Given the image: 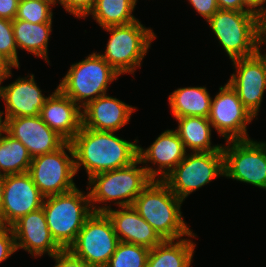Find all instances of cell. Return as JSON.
Returning <instances> with one entry per match:
<instances>
[{
  "label": "cell",
  "mask_w": 266,
  "mask_h": 267,
  "mask_svg": "<svg viewBox=\"0 0 266 267\" xmlns=\"http://www.w3.org/2000/svg\"><path fill=\"white\" fill-rule=\"evenodd\" d=\"M17 48L24 49L48 61V40L52 32V22L30 23L20 19L12 20Z\"/></svg>",
  "instance_id": "d4e9b609"
},
{
  "label": "cell",
  "mask_w": 266,
  "mask_h": 267,
  "mask_svg": "<svg viewBox=\"0 0 266 267\" xmlns=\"http://www.w3.org/2000/svg\"><path fill=\"white\" fill-rule=\"evenodd\" d=\"M261 44H266V19L261 22Z\"/></svg>",
  "instance_id": "f35d334b"
},
{
  "label": "cell",
  "mask_w": 266,
  "mask_h": 267,
  "mask_svg": "<svg viewBox=\"0 0 266 267\" xmlns=\"http://www.w3.org/2000/svg\"><path fill=\"white\" fill-rule=\"evenodd\" d=\"M136 2L137 0H96L89 14L101 28L129 24L138 20L132 15Z\"/></svg>",
  "instance_id": "484cf974"
},
{
  "label": "cell",
  "mask_w": 266,
  "mask_h": 267,
  "mask_svg": "<svg viewBox=\"0 0 266 267\" xmlns=\"http://www.w3.org/2000/svg\"><path fill=\"white\" fill-rule=\"evenodd\" d=\"M0 98L6 105V120L8 118L40 115L48 97L42 94L34 80V75L30 74L29 79L19 77L7 86H1L0 82Z\"/></svg>",
  "instance_id": "ffe728a7"
},
{
  "label": "cell",
  "mask_w": 266,
  "mask_h": 267,
  "mask_svg": "<svg viewBox=\"0 0 266 267\" xmlns=\"http://www.w3.org/2000/svg\"><path fill=\"white\" fill-rule=\"evenodd\" d=\"M52 4L40 0H20L15 19L30 23L52 22Z\"/></svg>",
  "instance_id": "f1b7e54d"
},
{
  "label": "cell",
  "mask_w": 266,
  "mask_h": 267,
  "mask_svg": "<svg viewBox=\"0 0 266 267\" xmlns=\"http://www.w3.org/2000/svg\"><path fill=\"white\" fill-rule=\"evenodd\" d=\"M13 66L0 54V82L12 76Z\"/></svg>",
  "instance_id": "74e56055"
},
{
  "label": "cell",
  "mask_w": 266,
  "mask_h": 267,
  "mask_svg": "<svg viewBox=\"0 0 266 267\" xmlns=\"http://www.w3.org/2000/svg\"><path fill=\"white\" fill-rule=\"evenodd\" d=\"M52 258L56 261L54 267H91L81 258L76 257L70 250L62 249Z\"/></svg>",
  "instance_id": "d6a6232c"
},
{
  "label": "cell",
  "mask_w": 266,
  "mask_h": 267,
  "mask_svg": "<svg viewBox=\"0 0 266 267\" xmlns=\"http://www.w3.org/2000/svg\"><path fill=\"white\" fill-rule=\"evenodd\" d=\"M253 118L228 82L219 88V93L211 102L208 119L220 136L226 141L249 139L246 127Z\"/></svg>",
  "instance_id": "7c38bea8"
},
{
  "label": "cell",
  "mask_w": 266,
  "mask_h": 267,
  "mask_svg": "<svg viewBox=\"0 0 266 267\" xmlns=\"http://www.w3.org/2000/svg\"><path fill=\"white\" fill-rule=\"evenodd\" d=\"M5 175L0 174V209L3 202Z\"/></svg>",
  "instance_id": "ab89813d"
},
{
  "label": "cell",
  "mask_w": 266,
  "mask_h": 267,
  "mask_svg": "<svg viewBox=\"0 0 266 267\" xmlns=\"http://www.w3.org/2000/svg\"><path fill=\"white\" fill-rule=\"evenodd\" d=\"M120 76L100 55L93 52L71 65L58 88L80 108L105 95L108 85Z\"/></svg>",
  "instance_id": "52a82bcc"
},
{
  "label": "cell",
  "mask_w": 266,
  "mask_h": 267,
  "mask_svg": "<svg viewBox=\"0 0 266 267\" xmlns=\"http://www.w3.org/2000/svg\"><path fill=\"white\" fill-rule=\"evenodd\" d=\"M5 134L0 136V174L6 176L28 172L32 157L27 148L6 131Z\"/></svg>",
  "instance_id": "4316f807"
},
{
  "label": "cell",
  "mask_w": 266,
  "mask_h": 267,
  "mask_svg": "<svg viewBox=\"0 0 266 267\" xmlns=\"http://www.w3.org/2000/svg\"><path fill=\"white\" fill-rule=\"evenodd\" d=\"M44 198L28 172L6 175L0 209L2 223L11 227L21 217L41 208Z\"/></svg>",
  "instance_id": "5bb4252c"
},
{
  "label": "cell",
  "mask_w": 266,
  "mask_h": 267,
  "mask_svg": "<svg viewBox=\"0 0 266 267\" xmlns=\"http://www.w3.org/2000/svg\"><path fill=\"white\" fill-rule=\"evenodd\" d=\"M207 22L232 61L260 51L262 20L255 14L219 9Z\"/></svg>",
  "instance_id": "277c9868"
},
{
  "label": "cell",
  "mask_w": 266,
  "mask_h": 267,
  "mask_svg": "<svg viewBox=\"0 0 266 267\" xmlns=\"http://www.w3.org/2000/svg\"><path fill=\"white\" fill-rule=\"evenodd\" d=\"M195 245L184 238L163 240L150 249L146 267H190Z\"/></svg>",
  "instance_id": "cb8c5ba5"
},
{
  "label": "cell",
  "mask_w": 266,
  "mask_h": 267,
  "mask_svg": "<svg viewBox=\"0 0 266 267\" xmlns=\"http://www.w3.org/2000/svg\"><path fill=\"white\" fill-rule=\"evenodd\" d=\"M222 146L224 176L266 190V143L229 140Z\"/></svg>",
  "instance_id": "8fae6325"
},
{
  "label": "cell",
  "mask_w": 266,
  "mask_h": 267,
  "mask_svg": "<svg viewBox=\"0 0 266 267\" xmlns=\"http://www.w3.org/2000/svg\"><path fill=\"white\" fill-rule=\"evenodd\" d=\"M40 1H44V2L50 3L52 5H55L56 3H59V0H40Z\"/></svg>",
  "instance_id": "b9f144b4"
},
{
  "label": "cell",
  "mask_w": 266,
  "mask_h": 267,
  "mask_svg": "<svg viewBox=\"0 0 266 267\" xmlns=\"http://www.w3.org/2000/svg\"><path fill=\"white\" fill-rule=\"evenodd\" d=\"M187 150L174 130H165L147 148L138 146V159L143 163L158 164V170L145 166L148 175L156 180H163L186 156ZM150 161V162H149Z\"/></svg>",
  "instance_id": "ac0fdd59"
},
{
  "label": "cell",
  "mask_w": 266,
  "mask_h": 267,
  "mask_svg": "<svg viewBox=\"0 0 266 267\" xmlns=\"http://www.w3.org/2000/svg\"><path fill=\"white\" fill-rule=\"evenodd\" d=\"M119 242L108 216L93 212L68 250L91 267H106Z\"/></svg>",
  "instance_id": "30bf717a"
},
{
  "label": "cell",
  "mask_w": 266,
  "mask_h": 267,
  "mask_svg": "<svg viewBox=\"0 0 266 267\" xmlns=\"http://www.w3.org/2000/svg\"><path fill=\"white\" fill-rule=\"evenodd\" d=\"M16 252L14 233L11 227L0 230V263Z\"/></svg>",
  "instance_id": "1f68e13d"
},
{
  "label": "cell",
  "mask_w": 266,
  "mask_h": 267,
  "mask_svg": "<svg viewBox=\"0 0 266 267\" xmlns=\"http://www.w3.org/2000/svg\"><path fill=\"white\" fill-rule=\"evenodd\" d=\"M265 2L266 0H242L243 6L261 20L266 19V8L263 7Z\"/></svg>",
  "instance_id": "d590c367"
},
{
  "label": "cell",
  "mask_w": 266,
  "mask_h": 267,
  "mask_svg": "<svg viewBox=\"0 0 266 267\" xmlns=\"http://www.w3.org/2000/svg\"><path fill=\"white\" fill-rule=\"evenodd\" d=\"M232 62L237 73L231 74L228 83L237 92L242 104L256 117L266 89V55L259 51Z\"/></svg>",
  "instance_id": "4fadbf2b"
},
{
  "label": "cell",
  "mask_w": 266,
  "mask_h": 267,
  "mask_svg": "<svg viewBox=\"0 0 266 267\" xmlns=\"http://www.w3.org/2000/svg\"><path fill=\"white\" fill-rule=\"evenodd\" d=\"M224 176L222 151L191 152L162 180L182 201L196 189Z\"/></svg>",
  "instance_id": "ba28073f"
},
{
  "label": "cell",
  "mask_w": 266,
  "mask_h": 267,
  "mask_svg": "<svg viewBox=\"0 0 266 267\" xmlns=\"http://www.w3.org/2000/svg\"><path fill=\"white\" fill-rule=\"evenodd\" d=\"M169 104L175 118L199 116L208 118L212 98L206 87H185L174 90L169 95Z\"/></svg>",
  "instance_id": "7402d4cb"
},
{
  "label": "cell",
  "mask_w": 266,
  "mask_h": 267,
  "mask_svg": "<svg viewBox=\"0 0 266 267\" xmlns=\"http://www.w3.org/2000/svg\"><path fill=\"white\" fill-rule=\"evenodd\" d=\"M17 45L12 20L0 18V54L14 67L19 68Z\"/></svg>",
  "instance_id": "f546056e"
},
{
  "label": "cell",
  "mask_w": 266,
  "mask_h": 267,
  "mask_svg": "<svg viewBox=\"0 0 266 267\" xmlns=\"http://www.w3.org/2000/svg\"><path fill=\"white\" fill-rule=\"evenodd\" d=\"M28 173L44 197L62 194L76 188L73 182L76 170L71 143L65 142L53 152L32 158Z\"/></svg>",
  "instance_id": "9c48e42d"
},
{
  "label": "cell",
  "mask_w": 266,
  "mask_h": 267,
  "mask_svg": "<svg viewBox=\"0 0 266 267\" xmlns=\"http://www.w3.org/2000/svg\"><path fill=\"white\" fill-rule=\"evenodd\" d=\"M178 128L175 130L182 140L185 149L192 152L222 151V145L211 146V127L208 118L199 116H184L176 118Z\"/></svg>",
  "instance_id": "603a6c76"
},
{
  "label": "cell",
  "mask_w": 266,
  "mask_h": 267,
  "mask_svg": "<svg viewBox=\"0 0 266 267\" xmlns=\"http://www.w3.org/2000/svg\"><path fill=\"white\" fill-rule=\"evenodd\" d=\"M114 133L81 126L70 141L76 173L83 166L89 179L102 172L127 167L138 159V140L129 142Z\"/></svg>",
  "instance_id": "6da1fadb"
},
{
  "label": "cell",
  "mask_w": 266,
  "mask_h": 267,
  "mask_svg": "<svg viewBox=\"0 0 266 267\" xmlns=\"http://www.w3.org/2000/svg\"><path fill=\"white\" fill-rule=\"evenodd\" d=\"M40 116L66 142H70L82 126V109L58 87L44 102Z\"/></svg>",
  "instance_id": "d6986e66"
},
{
  "label": "cell",
  "mask_w": 266,
  "mask_h": 267,
  "mask_svg": "<svg viewBox=\"0 0 266 267\" xmlns=\"http://www.w3.org/2000/svg\"><path fill=\"white\" fill-rule=\"evenodd\" d=\"M11 228L16 250L23 248L36 257L46 252L52 257L62 250L50 233L42 207L21 217Z\"/></svg>",
  "instance_id": "2e32d148"
},
{
  "label": "cell",
  "mask_w": 266,
  "mask_h": 267,
  "mask_svg": "<svg viewBox=\"0 0 266 267\" xmlns=\"http://www.w3.org/2000/svg\"><path fill=\"white\" fill-rule=\"evenodd\" d=\"M136 108L108 96H99L82 108V126L98 131H118Z\"/></svg>",
  "instance_id": "44dd1931"
},
{
  "label": "cell",
  "mask_w": 266,
  "mask_h": 267,
  "mask_svg": "<svg viewBox=\"0 0 266 267\" xmlns=\"http://www.w3.org/2000/svg\"><path fill=\"white\" fill-rule=\"evenodd\" d=\"M182 200L162 180L152 182L134 200L132 207L163 240L196 236L182 218Z\"/></svg>",
  "instance_id": "7a4b0ae2"
},
{
  "label": "cell",
  "mask_w": 266,
  "mask_h": 267,
  "mask_svg": "<svg viewBox=\"0 0 266 267\" xmlns=\"http://www.w3.org/2000/svg\"><path fill=\"white\" fill-rule=\"evenodd\" d=\"M138 164H142L139 159L127 167L102 172L88 179L89 187L86 189L91 188L88 193L93 212L97 202L115 201L118 207L132 206L153 180L143 166L137 167Z\"/></svg>",
  "instance_id": "5b68a950"
},
{
  "label": "cell",
  "mask_w": 266,
  "mask_h": 267,
  "mask_svg": "<svg viewBox=\"0 0 266 267\" xmlns=\"http://www.w3.org/2000/svg\"><path fill=\"white\" fill-rule=\"evenodd\" d=\"M94 206V212H104L110 219L119 241L145 246L149 249L160 244L163 239L154 228L143 219L132 206Z\"/></svg>",
  "instance_id": "e0dca14e"
},
{
  "label": "cell",
  "mask_w": 266,
  "mask_h": 267,
  "mask_svg": "<svg viewBox=\"0 0 266 267\" xmlns=\"http://www.w3.org/2000/svg\"><path fill=\"white\" fill-rule=\"evenodd\" d=\"M42 208L50 233L62 249H68L75 242L85 221L93 213L89 193L85 195L77 187L45 197Z\"/></svg>",
  "instance_id": "3957f363"
},
{
  "label": "cell",
  "mask_w": 266,
  "mask_h": 267,
  "mask_svg": "<svg viewBox=\"0 0 266 267\" xmlns=\"http://www.w3.org/2000/svg\"><path fill=\"white\" fill-rule=\"evenodd\" d=\"M20 0H0V18L14 20Z\"/></svg>",
  "instance_id": "e575fe53"
},
{
  "label": "cell",
  "mask_w": 266,
  "mask_h": 267,
  "mask_svg": "<svg viewBox=\"0 0 266 267\" xmlns=\"http://www.w3.org/2000/svg\"><path fill=\"white\" fill-rule=\"evenodd\" d=\"M150 249L120 241L106 267H146Z\"/></svg>",
  "instance_id": "83f0119b"
},
{
  "label": "cell",
  "mask_w": 266,
  "mask_h": 267,
  "mask_svg": "<svg viewBox=\"0 0 266 267\" xmlns=\"http://www.w3.org/2000/svg\"><path fill=\"white\" fill-rule=\"evenodd\" d=\"M218 8L222 10H234L239 12H249L244 8L242 0H216Z\"/></svg>",
  "instance_id": "8d00e7d4"
},
{
  "label": "cell",
  "mask_w": 266,
  "mask_h": 267,
  "mask_svg": "<svg viewBox=\"0 0 266 267\" xmlns=\"http://www.w3.org/2000/svg\"><path fill=\"white\" fill-rule=\"evenodd\" d=\"M111 36L104 54H99L119 75L133 74L156 38L152 29L134 21L125 25H114L103 28Z\"/></svg>",
  "instance_id": "8992f818"
},
{
  "label": "cell",
  "mask_w": 266,
  "mask_h": 267,
  "mask_svg": "<svg viewBox=\"0 0 266 267\" xmlns=\"http://www.w3.org/2000/svg\"><path fill=\"white\" fill-rule=\"evenodd\" d=\"M5 227L4 224L2 223L1 217H0V230Z\"/></svg>",
  "instance_id": "7bdbcfd3"
},
{
  "label": "cell",
  "mask_w": 266,
  "mask_h": 267,
  "mask_svg": "<svg viewBox=\"0 0 266 267\" xmlns=\"http://www.w3.org/2000/svg\"><path fill=\"white\" fill-rule=\"evenodd\" d=\"M4 114L3 111H0V136L5 133V128H6V120H2V115Z\"/></svg>",
  "instance_id": "60d3db41"
},
{
  "label": "cell",
  "mask_w": 266,
  "mask_h": 267,
  "mask_svg": "<svg viewBox=\"0 0 266 267\" xmlns=\"http://www.w3.org/2000/svg\"><path fill=\"white\" fill-rule=\"evenodd\" d=\"M95 2L96 0H59V4H61L67 12L78 18H84L89 15Z\"/></svg>",
  "instance_id": "4dcf8cb0"
},
{
  "label": "cell",
  "mask_w": 266,
  "mask_h": 267,
  "mask_svg": "<svg viewBox=\"0 0 266 267\" xmlns=\"http://www.w3.org/2000/svg\"><path fill=\"white\" fill-rule=\"evenodd\" d=\"M194 9L208 21L218 10L216 0H188Z\"/></svg>",
  "instance_id": "836d02e7"
},
{
  "label": "cell",
  "mask_w": 266,
  "mask_h": 267,
  "mask_svg": "<svg viewBox=\"0 0 266 267\" xmlns=\"http://www.w3.org/2000/svg\"><path fill=\"white\" fill-rule=\"evenodd\" d=\"M5 131L19 140L32 158L53 152L66 142L40 115L8 118Z\"/></svg>",
  "instance_id": "9a60e30c"
}]
</instances>
